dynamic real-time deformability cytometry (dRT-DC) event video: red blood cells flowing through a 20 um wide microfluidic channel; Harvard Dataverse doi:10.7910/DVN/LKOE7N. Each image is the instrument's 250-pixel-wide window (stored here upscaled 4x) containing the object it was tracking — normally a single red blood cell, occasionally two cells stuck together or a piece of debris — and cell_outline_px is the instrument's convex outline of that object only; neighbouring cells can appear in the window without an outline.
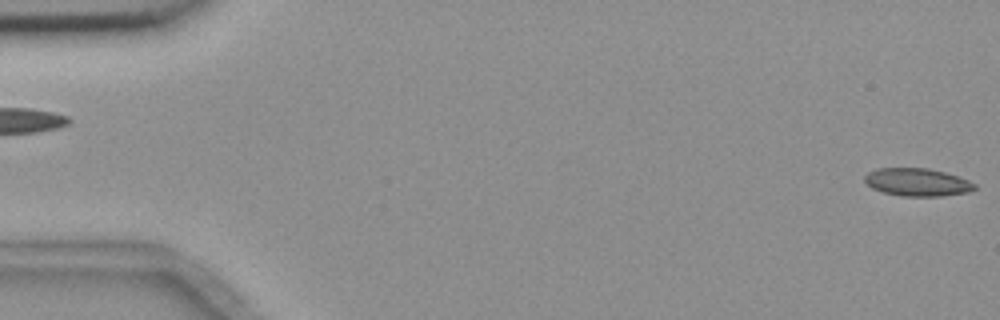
{"species": "common noctule bat (a hibernating species)", "species_latin": "Nyctalus noctula", "temperature_condition": "room temperature", "stored_images_in_passage": 2, "segment_of_instrument_passage": [2, 2], "camera_frame_rate_fps": 3000, "um_per_image_px": 0.085, "animal": {"sex": "female", "body_mass_g": 18.4}, "frame": {"image": 1, "passage_image": 2, "time_ms": 2.0, "image_size_px": [1000, 320], "cell_outline_px": [[976, 188], [968, 192], [940, 196], [900, 196], [884, 192], [872, 188], [864, 180], [864, 176], [868, 172], [880, 168], [928, 168], [944, 172], [968, 180], [976, 184]], "centroid_in_image_um": [77.96, 15.49], "position_along_channel_um": 7.0, "area_um2": 17.69}}